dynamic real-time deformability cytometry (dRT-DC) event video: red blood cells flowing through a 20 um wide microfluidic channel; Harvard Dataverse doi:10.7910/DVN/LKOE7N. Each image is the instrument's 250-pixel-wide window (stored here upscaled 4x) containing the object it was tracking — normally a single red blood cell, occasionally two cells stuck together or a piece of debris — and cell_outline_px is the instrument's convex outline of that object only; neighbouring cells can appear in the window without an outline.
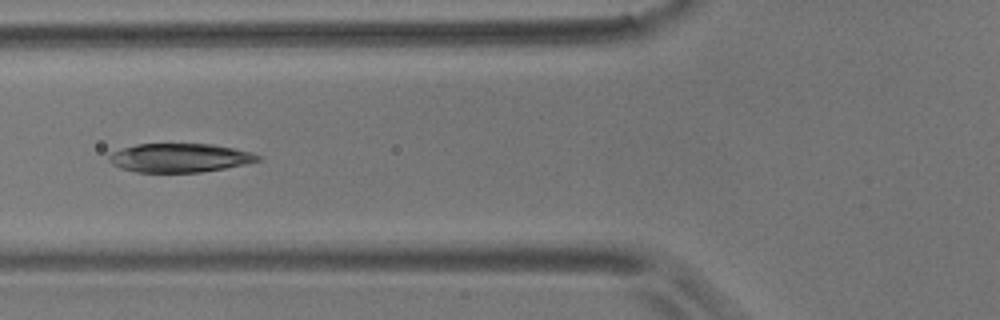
{"species": "common noctule bat (a hibernating species)", "species_latin": "Nyctalus noctula", "temperature_condition": "room temperature", "stored_images_in_passage": 9, "camera_frame_rate_fps": 3000, "um_per_image_px": 0.085, "animal": {"sex": "male", "body_mass_g": 17.9}, "frame": {"image": 1, "passage_image": 6, "time_ms": 1.667, "image_size_px": [1000, 320], "cell_outline_px": [[260, 160], [248, 164], [200, 172], [136, 172], [120, 168], [112, 164], [108, 160], [108, 156], [112, 152], [136, 144], [212, 144], [252, 152], [260, 156]], "centroid_in_image_um": [15.27, 13.42], "position_along_channel_um": 110.5, "area_um2": 24.91}}
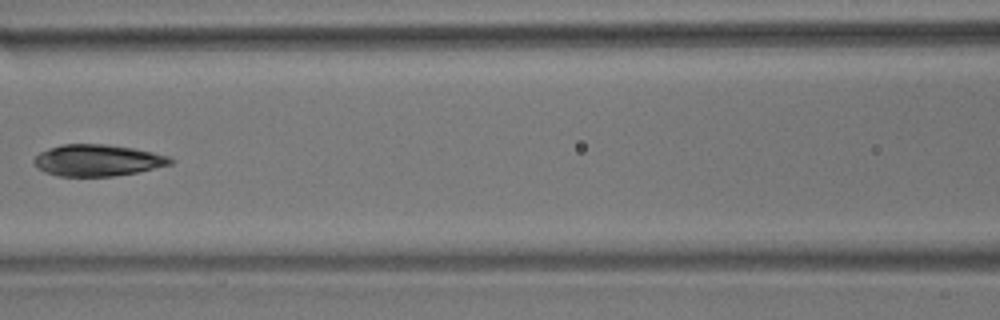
{"frame": {"image": 2, "passage_image": 7, "time_ms": 2.0, "image_size_px": [1000, 320], "cell_outline_px": [[176, 160], [172, 164], [136, 172], [112, 176], [56, 176], [44, 172], [36, 168], [32, 164], [32, 160], [40, 152], [48, 148], [64, 144], [104, 144], [132, 148], [152, 152], [168, 156]], "centroid_in_image_um": [8.24, 13.63], "position_along_channel_um": 158.4, "area_um2": 25.14}}
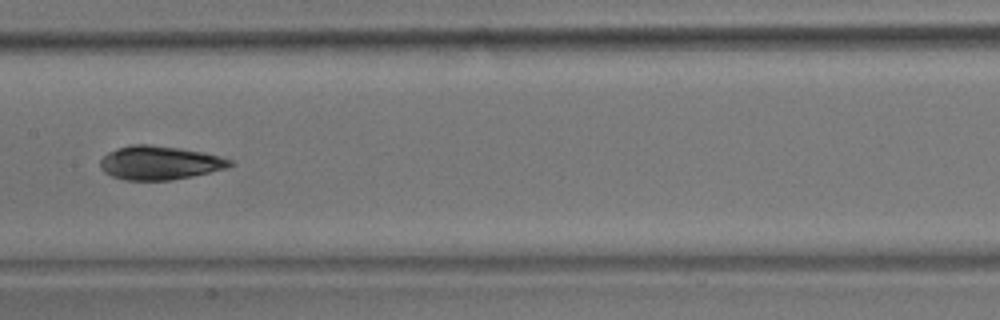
{"frame": {"image": 3, "passage_image": 8, "time_ms": 2.333, "image_size_px": [1000, 320], "cell_outline_px": [[236, 164], [228, 168], [192, 176], [172, 180], [124, 180], [112, 176], [104, 172], [100, 168], [100, 160], [108, 152], [116, 148], [132, 144], [148, 144], [180, 148], [200, 152], [232, 160]], "centroid_in_image_um": [13.55, 13.84], "position_along_channel_um": 193.9, "area_um2": 25.49}}